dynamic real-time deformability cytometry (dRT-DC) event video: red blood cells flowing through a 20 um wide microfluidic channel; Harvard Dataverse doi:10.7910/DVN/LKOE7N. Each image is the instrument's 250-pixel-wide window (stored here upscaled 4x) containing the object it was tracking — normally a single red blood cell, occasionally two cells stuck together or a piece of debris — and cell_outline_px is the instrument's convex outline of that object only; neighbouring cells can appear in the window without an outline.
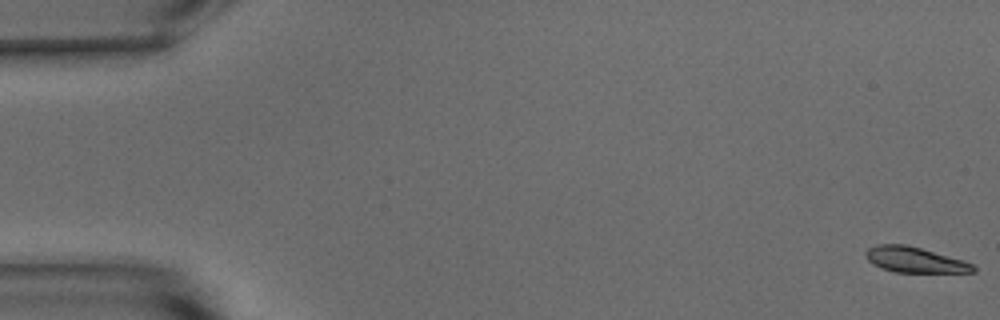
{"species": "common noctule bat (a hibernating species)", "species_latin": "Nyctalus noctula", "temperature_condition": "warm", "stored_images_in_passage": 54, "camera_frame_rate_fps": 3000, "um_per_image_px": 0.085, "animal": {"sex": "male", "body_mass_g": 15.6}, "frame": {"image": 1, "passage_image": 1, "time_ms": 0.0, "image_size_px": [1000, 320], "cell_outline_px": [[976, 272], [896, 272], [884, 268], [868, 260], [864, 252], [868, 248], [876, 244], [908, 244], [964, 260], [972, 264], [976, 268]], "centroid_in_image_um": [77.78, 22.06], "position_along_channel_um": 7.2, "area_um2": 15.9}}
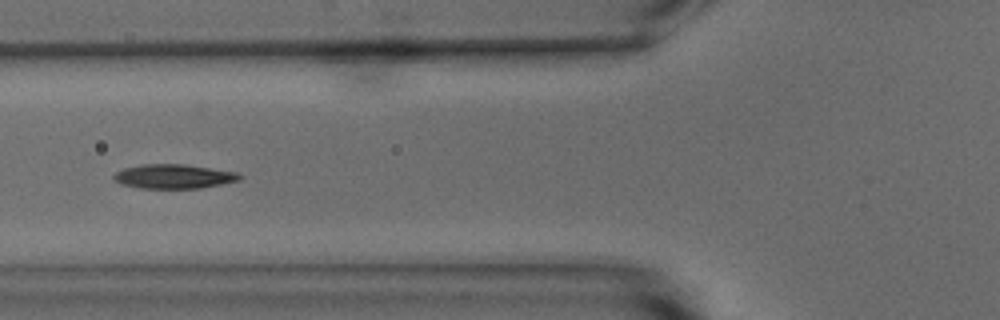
{"frame": {"image": 2, "passage_image": 21, "time_ms": 6.667, "image_size_px": [1000, 320], "cell_outline_px": [[244, 176], [240, 180], [200, 188], [140, 188], [124, 184], [116, 180], [112, 176], [116, 172], [124, 168], [140, 164], [184, 164], [236, 172]], "centroid_in_image_um": [14.78, 14.99], "position_along_channel_um": 111.0, "area_um2": 17.63}}
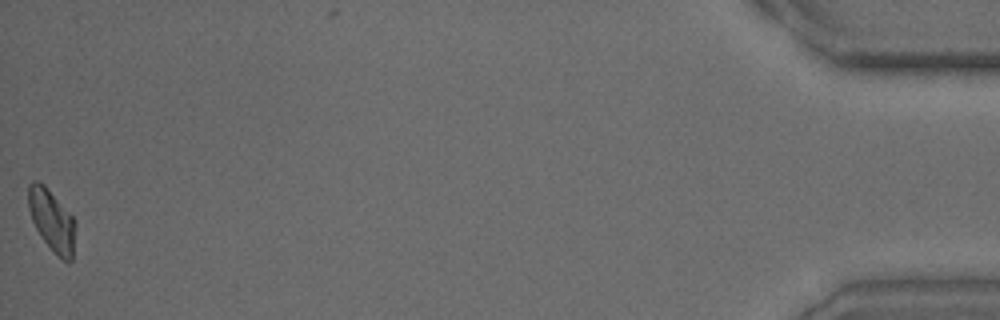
{"frame": {"image": 3, "passage_image": 54, "time_ms": 17.667, "image_size_px": [1000, 320], "cell_outline_px": [[76, 224], [72, 260], [68, 264], [60, 260], [52, 252], [36, 228], [32, 220], [28, 208], [28, 184], [32, 180], [36, 180], [44, 184], [72, 216]], "centroid_in_image_um": [4.41, 18.77], "position_along_channel_um": 430.8, "area_um2": 17.11}, "authors_computed_cell_mechanics": {"area_um2": 17.051, "velocity_mm_per_s": 3.7785, "shape_relaxation_time_tau1_ms": 5.8295, "shape_relaxation_time_tau2_ms": 6.6275, "deformation_change_tau1": 0.1696, "deformation_change_tau2": 0.1054}}